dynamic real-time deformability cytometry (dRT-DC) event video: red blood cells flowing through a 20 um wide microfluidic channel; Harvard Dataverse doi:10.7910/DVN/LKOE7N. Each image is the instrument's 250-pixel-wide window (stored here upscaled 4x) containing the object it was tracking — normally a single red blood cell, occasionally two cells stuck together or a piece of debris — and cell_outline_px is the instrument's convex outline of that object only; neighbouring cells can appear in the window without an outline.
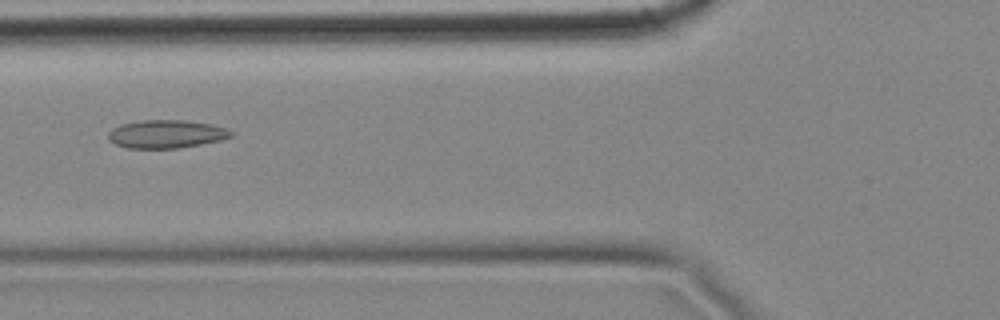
{"species": "common noctule bat (a hibernating species)", "species_latin": "Nyctalus noctula", "temperature_condition": "cold", "stored_images_in_passage": 14, "camera_frame_rate_fps": 3000, "um_per_image_px": 0.085, "animal": {"sex": "female", "body_mass_g": 18.4}, "frame": {"image": 1, "passage_image": 5, "time_ms": 1.333, "image_size_px": [1000, 320], "cell_outline_px": [[232, 136], [220, 140], [200, 144], [176, 148], [128, 148], [116, 144], [108, 140], [108, 132], [112, 128], [120, 124], [144, 120], [184, 120], [212, 124], [224, 128], [232, 132]], "centroid_in_image_um": [14.09, 11.39], "position_along_channel_um": 111.7, "area_um2": 20.0}}
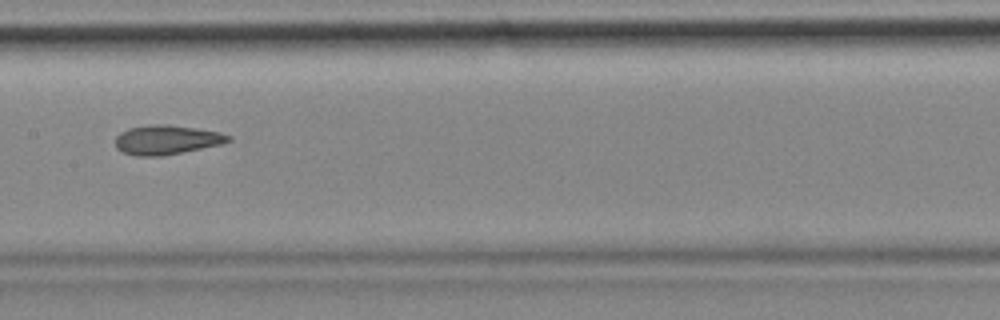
{"frame": {"image": 2, "passage_image": 7, "time_ms": 2.0, "image_size_px": [1000, 320], "cell_outline_px": [[232, 140], [220, 144], [164, 156], [136, 156], [124, 152], [116, 148], [116, 136], [120, 132], [128, 128], [148, 124], [168, 124], [196, 128], [220, 132], [232, 136]], "centroid_in_image_um": [14.15, 11.87], "position_along_channel_um": 193.2, "area_um2": 19.42}}